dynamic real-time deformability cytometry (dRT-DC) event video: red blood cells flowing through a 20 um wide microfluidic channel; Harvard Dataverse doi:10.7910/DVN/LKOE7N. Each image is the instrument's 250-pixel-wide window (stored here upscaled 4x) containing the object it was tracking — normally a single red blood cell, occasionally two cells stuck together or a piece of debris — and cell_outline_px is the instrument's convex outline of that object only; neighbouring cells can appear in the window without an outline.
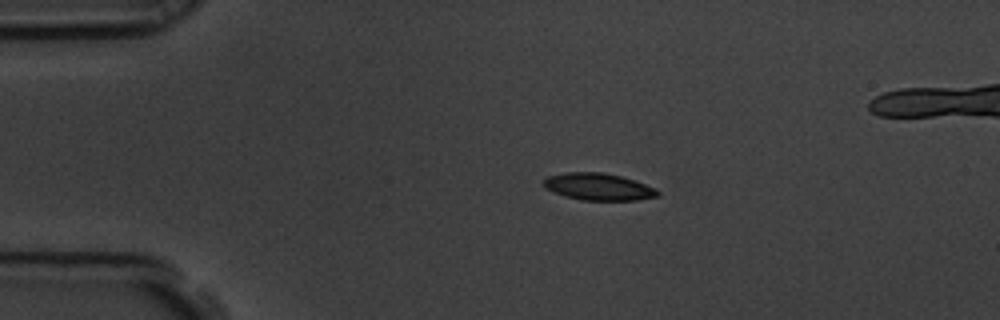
{"species": "common noctule bat (a hibernating species)", "species_latin": "Nyctalus noctula", "temperature_condition": "room temperature", "stored_images_in_passage": 48, "camera_frame_rate_fps": 3000, "um_per_image_px": 0.085, "animal": {"sex": "male", "body_mass_g": 19.5, "forearm_length_mm": 54.6}, "frame": {"image": 1, "passage_image": 1, "time_ms": 0.0, "image_size_px": [1000, 320], "cell_outline_px": [[660, 196], [640, 200], [584, 200], [564, 196], [544, 188], [540, 184], [544, 176], [564, 172], [604, 172], [636, 180], [656, 188], [660, 192]], "centroid_in_image_um": [50.83, 15.86], "position_along_channel_um": 34.2, "area_um2": 18.44}}
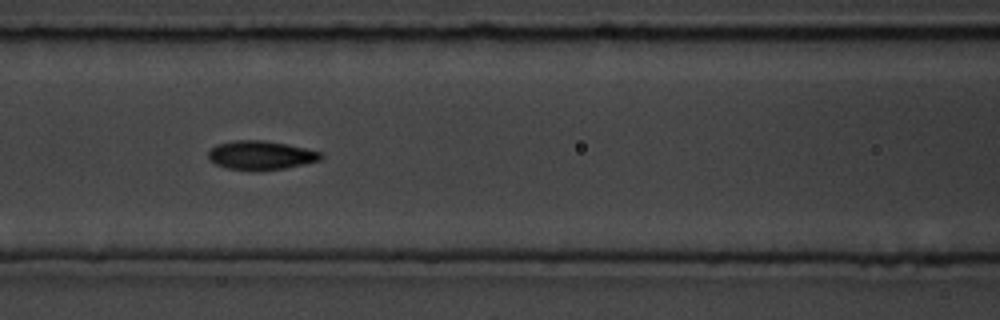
{"frame": {"image": 2, "passage_image": 14, "time_ms": 4.333, "image_size_px": [1000, 320], "cell_outline_px": [[324, 156], [320, 160], [284, 168], [256, 172], [252, 172], [228, 168], [216, 164], [208, 160], [208, 152], [216, 144], [236, 140], [264, 140], [288, 144], [324, 152]], "centroid_in_image_um": [22.17, 13.2], "position_along_channel_um": 144.4, "area_um2": 19.31}}
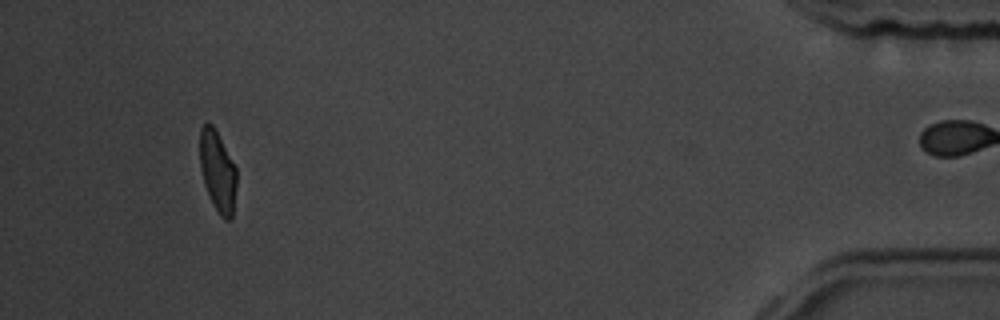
{"frame": {"image": 3, "passage_image": 43, "time_ms": 14.0, "image_size_px": [1000, 320], "cell_outline_px": [[236, 188], [232, 220], [224, 220], [220, 216], [204, 184], [200, 168], [200, 128], [204, 124], [212, 124], [236, 168]], "centroid_in_image_um": [18.5, 14.59], "position_along_channel_um": 416.7, "area_um2": 16.99}, "authors_computed_cell_mechanics": {"area_um2": 18.4382, "velocity_mm_per_s": 3.5531, "shape_relaxation_time_tau1_ms": 3.0266, "shape_relaxation_time_tau2_ms": 2.2748, "deformation_change_tau1": 0.1606, "deformation_change_tau2": 0.0624}}